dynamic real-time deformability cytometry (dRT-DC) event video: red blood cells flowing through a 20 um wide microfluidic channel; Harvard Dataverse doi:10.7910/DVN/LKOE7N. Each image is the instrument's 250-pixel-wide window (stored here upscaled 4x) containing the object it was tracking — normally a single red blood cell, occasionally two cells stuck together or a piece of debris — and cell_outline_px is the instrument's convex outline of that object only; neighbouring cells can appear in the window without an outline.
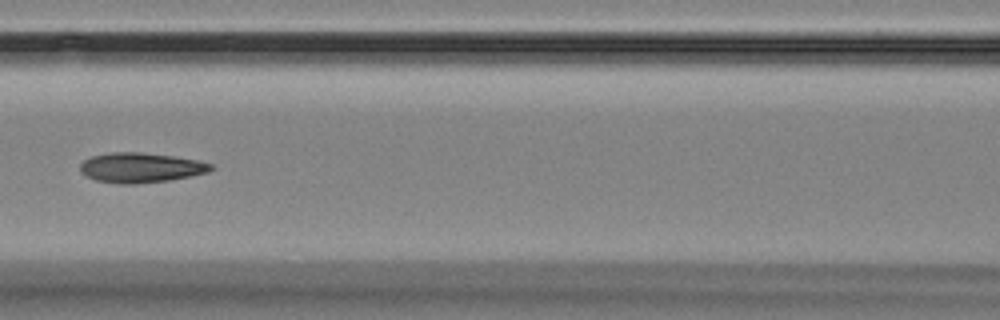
{"species": "Egyptian fruit bat (a non-hibernating species)", "species_latin": "Rousettus aegyptiacus", "temperature_condition": "room temperature", "stored_images_in_passage": 8, "camera_frame_rate_fps": 3000, "um_per_image_px": 0.085, "animal": {"sex": "female"}, "frame": {"image": 1, "passage_image": 7, "time_ms": 7.0, "image_size_px": [1000, 320], "cell_outline_px": [[212, 168], [208, 172], [168, 180], [136, 184], [120, 184], [96, 180], [80, 172], [80, 164], [84, 160], [92, 156], [112, 152], [140, 152], [172, 156], [196, 160], [212, 164]], "centroid_in_image_um": [11.92, 14.25], "position_along_channel_um": 154.7, "area_um2": 22.48}}
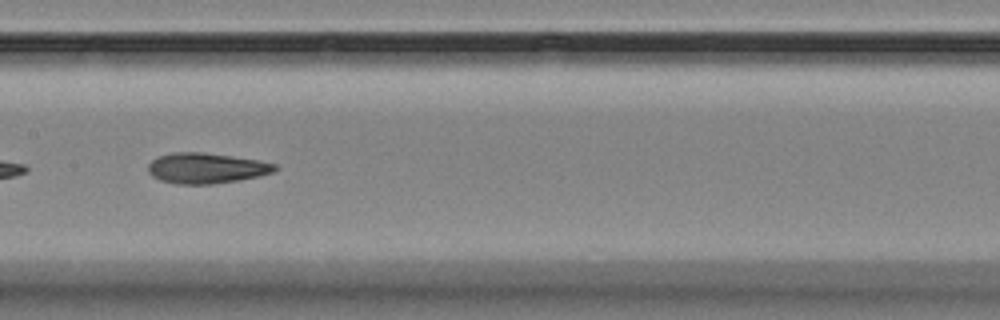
{"frame": {"image": 2, "passage_image": 8, "time_ms": 8.0, "image_size_px": [1000, 320], "cell_outline_px": [[280, 168], [272, 172], [260, 176], [212, 184], [176, 184], [160, 180], [152, 176], [148, 172], [148, 164], [156, 156], [172, 152], [204, 152], [260, 160], [276, 164]], "centroid_in_image_um": [17.52, 14.28], "position_along_channel_um": 189.9, "area_um2": 22.72}}